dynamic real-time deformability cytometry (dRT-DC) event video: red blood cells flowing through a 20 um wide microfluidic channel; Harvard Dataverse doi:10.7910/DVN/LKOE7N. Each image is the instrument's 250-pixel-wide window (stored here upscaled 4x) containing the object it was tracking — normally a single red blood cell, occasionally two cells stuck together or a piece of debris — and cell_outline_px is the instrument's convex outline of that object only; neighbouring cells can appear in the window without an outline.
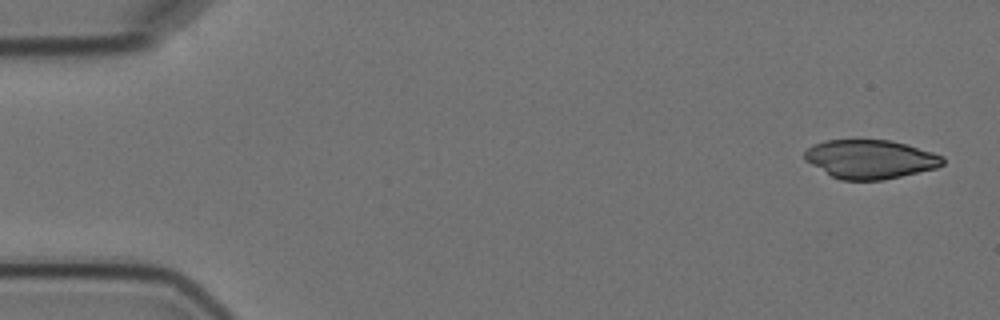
{"species": "Egyptian fruit bat (a non-hibernating species)", "species_latin": "Rousettus aegyptiacus", "temperature_condition": "cold", "stored_images_in_passage": 5, "camera_frame_rate_fps": 3000, "um_per_image_px": 0.085, "animal": {"sex": "female"}, "frame": {"image": 1, "passage_image": 1, "time_ms": 0.0, "image_size_px": [1000, 320], "cell_outline_px": [[944, 164], [936, 168], [884, 180], [840, 180], [832, 176], [804, 160], [804, 152], [808, 148], [824, 140], [892, 140], [932, 152], [944, 156]], "centroid_in_image_um": [73.98, 13.53], "position_along_channel_um": 11.0, "area_um2": 31.15}}